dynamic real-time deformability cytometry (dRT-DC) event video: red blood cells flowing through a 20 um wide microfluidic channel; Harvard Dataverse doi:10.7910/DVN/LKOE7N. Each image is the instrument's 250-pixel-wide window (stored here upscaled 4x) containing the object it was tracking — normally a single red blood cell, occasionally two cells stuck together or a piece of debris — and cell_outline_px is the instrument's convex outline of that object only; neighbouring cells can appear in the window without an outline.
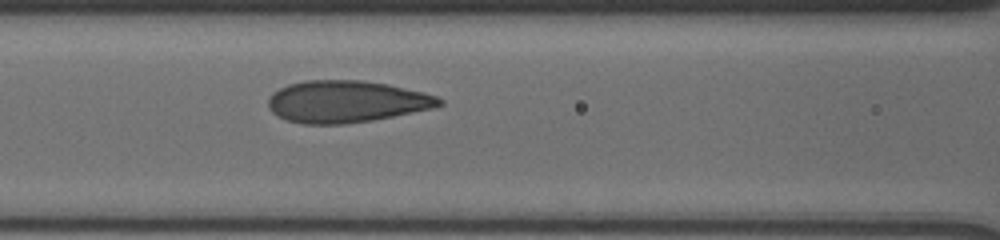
{"species": "human", "species_latin": "Homo sapiens", "temperature_condition": "cold", "stored_images_in_passage": 26, "camera_frame_rate_fps": 3000, "um_per_image_px": 0.085, "donor": {"sex": "male"}, "frame": {"image": 1, "passage_image": 9, "time_ms": 4.667, "image_size_px": [1000, 240], "cell_outline_px": [[444, 104], [432, 108], [372, 120], [344, 124], [304, 124], [288, 120], [272, 112], [268, 108], [268, 96], [272, 92], [288, 84], [304, 80], [364, 80], [388, 84], [424, 92], [436, 96], [444, 100]], "centroid_in_image_um": [29.43, 8.62], "position_along_channel_um": 137.2, "area_um2": 41.85}}
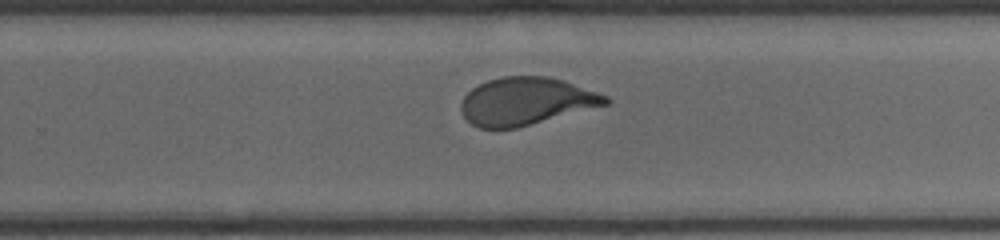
{"frame": {"image": 2, "passage_image": 19, "time_ms": 8.667, "image_size_px": [1000, 240], "cell_outline_px": [[612, 100], [608, 104], [516, 128], [480, 128], [472, 124], [460, 112], [460, 104], [464, 96], [472, 88], [488, 80], [504, 76], [548, 76], [564, 80], [608, 96]], "centroid_in_image_um": [44.71, 8.6], "position_along_channel_um": 285.1, "area_um2": 39.94}}
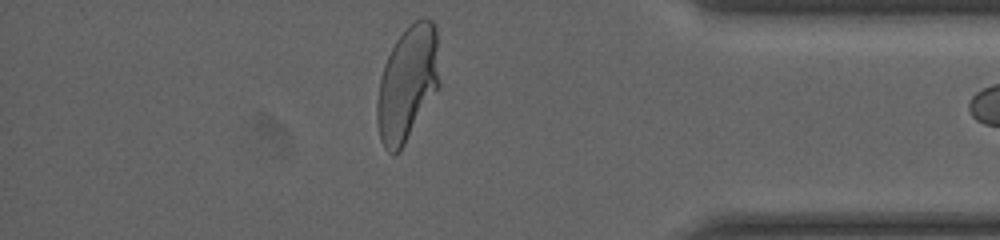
{"frame": {"image": 3, "passage_image": 25, "time_ms": 12.333, "image_size_px": [1000, 240], "cell_outline_px": [[440, 84], [400, 152], [392, 156], [384, 148], [380, 140], [376, 124], [376, 100], [380, 76], [384, 64], [396, 40], [408, 24], [412, 20], [432, 20], [436, 24]], "centroid_in_image_um": [34.61, 7.12], "position_along_channel_um": 400.6, "area_um2": 42.19}}